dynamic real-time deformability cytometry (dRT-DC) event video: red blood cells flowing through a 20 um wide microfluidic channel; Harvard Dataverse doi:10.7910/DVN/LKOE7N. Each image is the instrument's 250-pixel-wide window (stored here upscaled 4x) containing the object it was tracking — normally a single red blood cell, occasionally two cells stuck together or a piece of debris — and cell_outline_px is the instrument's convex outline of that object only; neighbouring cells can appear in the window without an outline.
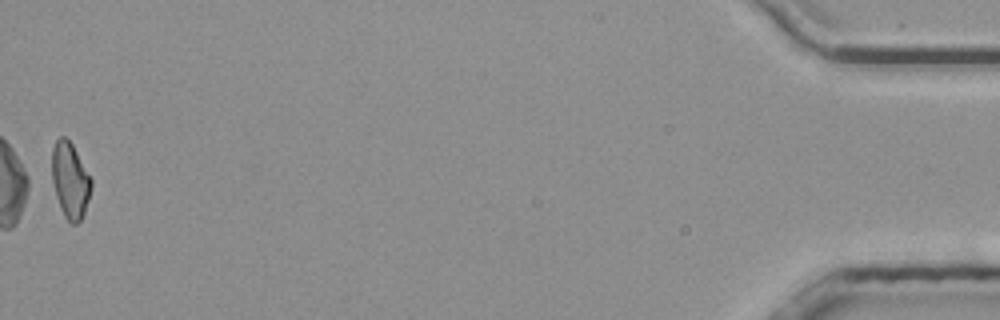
{"species": "common noctule bat (a hibernating species)", "species_latin": "Nyctalus noctula", "temperature_condition": "room temperature", "stored_images_in_passage": 37, "camera_frame_rate_fps": 3000, "um_per_image_px": 0.085, "animal": {"sex": "male", "body_mass_g": 20.4}, "frame": {"image": 1, "passage_image": 37, "time_ms": 12.0, "image_size_px": [1000, 320], "cell_outline_px": [[92, 188], [84, 212], [80, 220], [76, 224], [72, 224], [64, 216], [60, 208], [56, 196], [52, 180], [52, 148], [56, 140], [60, 136], [64, 136], [72, 144], [92, 180]], "centroid_in_image_um": [5.95, 15.32], "position_along_channel_um": 429.2, "area_um2": 17.22}, "authors_computed_cell_mechanics": {"area_um2": 17.7446, "velocity_mm_per_s": 3.8546, "shape_relaxation_time_tau1_ms": null, "shape_relaxation_time_tau2_ms": 8.458, "deformation_change_tau1": null, "deformation_change_tau2": 0.1907}}